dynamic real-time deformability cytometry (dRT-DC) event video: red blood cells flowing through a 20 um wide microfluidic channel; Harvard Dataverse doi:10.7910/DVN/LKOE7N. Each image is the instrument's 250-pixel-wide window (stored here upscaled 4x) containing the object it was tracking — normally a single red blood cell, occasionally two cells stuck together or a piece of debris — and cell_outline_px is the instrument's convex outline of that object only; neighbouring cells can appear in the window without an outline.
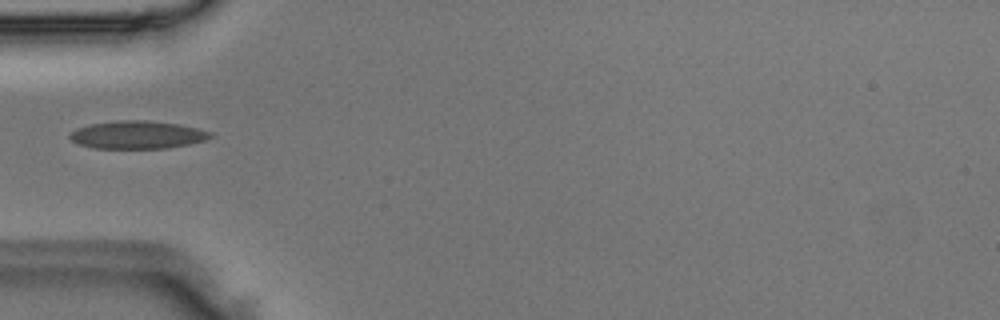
{"species": "Egyptian fruit bat (a non-hibernating species)", "species_latin": "Rousettus aegyptiacus", "temperature_condition": "room temperature", "stored_images_in_passage": 33, "camera_frame_rate_fps": 3000, "um_per_image_px": 0.085, "animal": {"sex": "male"}, "frame": {"image": 1, "passage_image": 1, "time_ms": 0.0, "image_size_px": [1000, 320], "cell_outline_px": [[216, 136], [204, 140], [188, 144], [168, 148], [92, 148], [76, 144], [68, 136], [76, 128], [92, 124], [120, 120], [148, 120], [180, 124], [200, 128], [212, 132]], "centroid_in_image_um": [11.71, 11.45], "position_along_channel_um": 73.3, "area_um2": 23.0}}
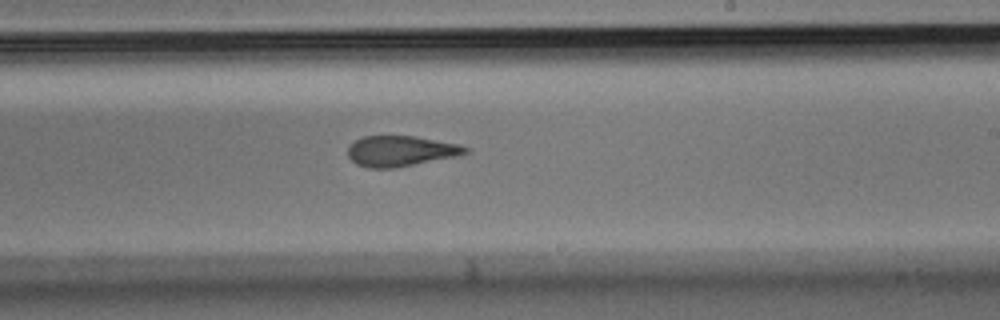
{"frame": {"image": 2, "passage_image": 14, "time_ms": 4.333, "image_size_px": [1000, 320], "cell_outline_px": [[472, 148], [468, 152], [460, 156], [392, 168], [368, 168], [356, 164], [348, 156], [348, 148], [356, 140], [364, 136], [416, 136], [460, 144]], "centroid_in_image_um": [34.12, 12.84], "position_along_channel_um": 254.9, "area_um2": 21.04}}
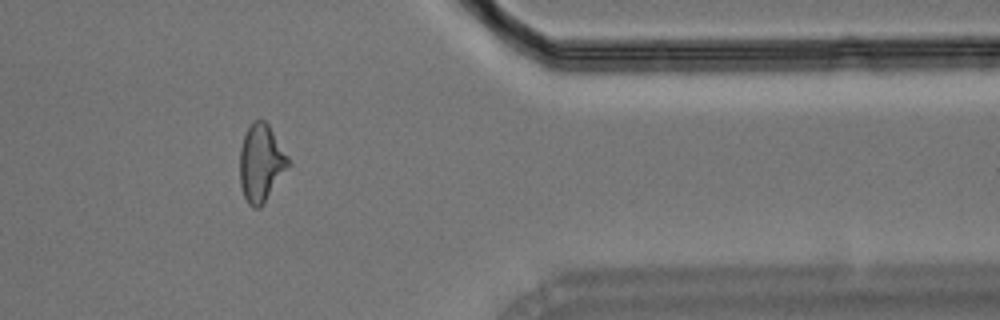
{"frame": {"image": 3, "passage_image": 25, "time_ms": 8.0, "image_size_px": [1000, 320], "cell_outline_px": [[292, 164], [264, 204], [260, 208], [252, 208], [248, 204], [244, 196], [240, 184], [240, 148], [244, 136], [252, 120], [264, 120], [268, 124], [288, 156]], "centroid_in_image_um": [22.21, 13.89], "position_along_channel_um": 389.2, "area_um2": 22.14}}